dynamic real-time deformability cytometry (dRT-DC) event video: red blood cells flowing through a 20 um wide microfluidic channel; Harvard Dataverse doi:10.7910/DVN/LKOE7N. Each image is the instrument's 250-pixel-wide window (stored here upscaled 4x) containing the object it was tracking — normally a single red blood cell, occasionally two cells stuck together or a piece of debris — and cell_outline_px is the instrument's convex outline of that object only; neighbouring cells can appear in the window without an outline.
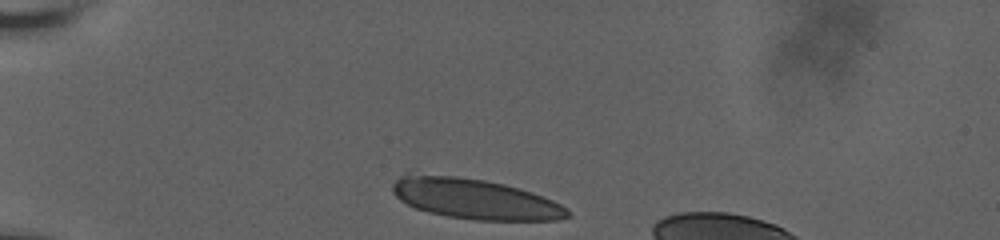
{"species": "human", "species_latin": "Homo sapiens", "temperature_condition": "room temperature", "stored_images_in_passage": 35, "camera_frame_rate_fps": 3000, "um_per_image_px": 0.085, "donor": {"sex": "male"}, "frame": {"image": 1, "passage_image": 1, "time_ms": 0.0, "image_size_px": [1000, 240], "cell_outline_px": [[572, 216], [556, 220], [476, 220], [448, 216], [428, 212], [416, 208], [400, 200], [392, 192], [392, 184], [400, 176], [408, 172], [456, 176], [484, 180], [504, 184], [532, 192], [552, 200], [568, 208], [572, 212]], "centroid_in_image_um": [40.34, 16.89], "position_along_channel_um": 44.7, "area_um2": 41.38}}
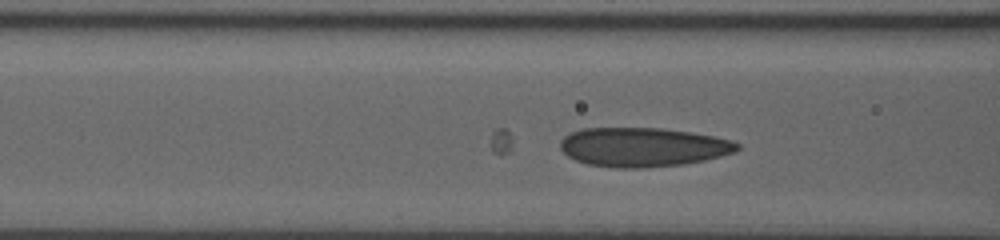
{"frame": {"image": 2, "passage_image": 10, "time_ms": 3.0, "image_size_px": [1000, 240], "cell_outline_px": [[740, 148], [736, 152], [704, 160], [684, 164], [636, 168], [616, 168], [588, 164], [576, 160], [568, 156], [560, 148], [560, 140], [564, 136], [580, 128], [660, 128], [716, 136], [732, 140], [740, 144]], "centroid_in_image_um": [54.65, 12.5], "position_along_channel_um": 111.9, "area_um2": 40.4}}
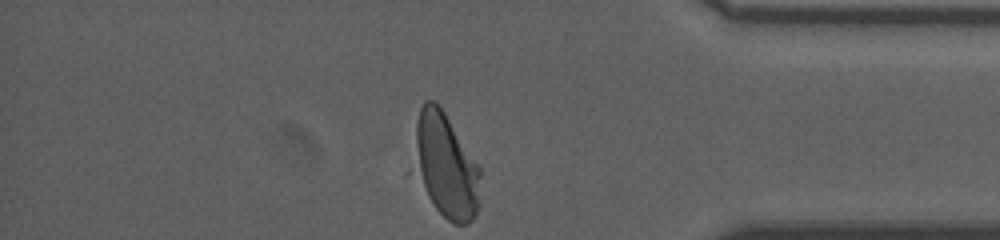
{"frame": {"image": 3, "passage_image": 35, "time_ms": 11.333, "image_size_px": [1000, 240], "cell_outline_px": [[480, 204], [472, 220], [468, 224], [456, 224], [448, 220], [436, 208], [428, 196], [416, 172], [416, 120], [420, 108], [424, 100], [432, 100], [440, 104], [480, 168]], "centroid_in_image_um": [37.93, 14.07], "position_along_channel_um": 397.3, "area_um2": 39.82}}